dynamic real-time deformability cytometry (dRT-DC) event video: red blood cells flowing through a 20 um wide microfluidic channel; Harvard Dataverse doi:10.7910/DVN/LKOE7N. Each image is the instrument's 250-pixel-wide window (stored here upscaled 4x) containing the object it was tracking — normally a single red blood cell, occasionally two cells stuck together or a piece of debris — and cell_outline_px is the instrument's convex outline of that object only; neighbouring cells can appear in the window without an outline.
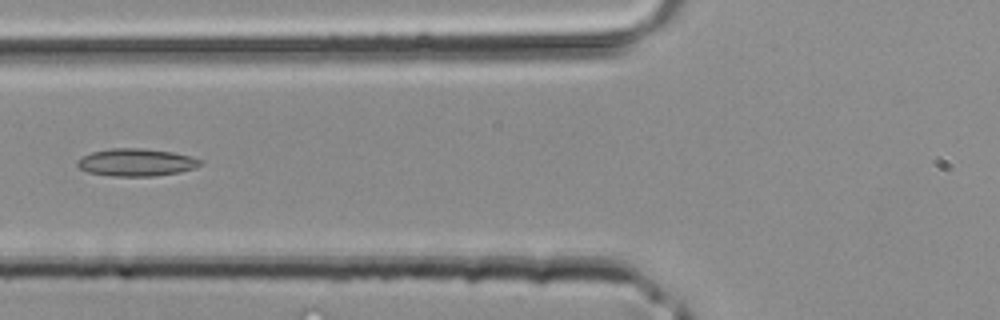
{"species": "common noctule bat (a hibernating species)", "species_latin": "Nyctalus noctula", "temperature_condition": "room temperature", "stored_images_in_passage": 30, "camera_frame_rate_fps": 3000, "um_per_image_px": 0.085, "animal": {"sex": "male", "body_mass_g": 20.4}, "frame": {"image": 1, "passage_image": 7, "time_ms": 2.0, "image_size_px": [1000, 320], "cell_outline_px": [[204, 164], [196, 168], [180, 172], [152, 176], [112, 176], [88, 172], [80, 168], [76, 164], [76, 160], [92, 152], [112, 148], [144, 148], [172, 152], [204, 160]], "centroid_in_image_um": [11.62, 13.8], "position_along_channel_um": 114.2, "area_um2": 19.77}}
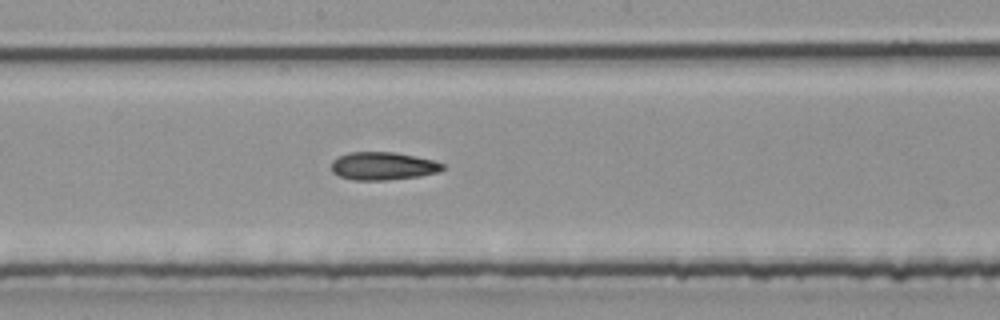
{"frame": {"image": 2, "passage_image": 13, "time_ms": 4.0, "image_size_px": [1000, 320], "cell_outline_px": [[444, 168], [436, 172], [420, 176], [384, 180], [352, 180], [340, 176], [332, 172], [332, 160], [336, 156], [348, 152], [392, 152], [432, 160], [444, 164]], "centroid_in_image_um": [32.49, 14.11], "position_along_channel_um": 215.7, "area_um2": 17.98}}
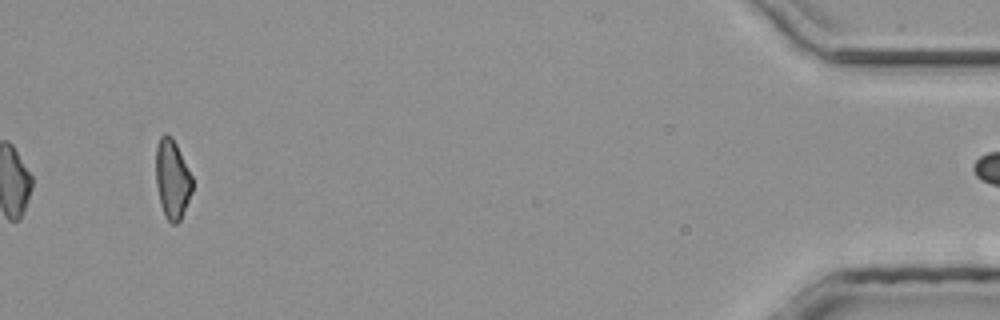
{"frame": {"image": 3, "passage_image": 30, "time_ms": 9.667, "image_size_px": [1000, 320], "cell_outline_px": [[192, 192], [180, 220], [176, 224], [172, 224], [164, 216], [160, 204], [156, 184], [156, 148], [160, 136], [164, 132], [172, 136], [192, 176]], "centroid_in_image_um": [14.63, 15.22], "position_along_channel_um": 420.6, "area_um2": 16.88}}